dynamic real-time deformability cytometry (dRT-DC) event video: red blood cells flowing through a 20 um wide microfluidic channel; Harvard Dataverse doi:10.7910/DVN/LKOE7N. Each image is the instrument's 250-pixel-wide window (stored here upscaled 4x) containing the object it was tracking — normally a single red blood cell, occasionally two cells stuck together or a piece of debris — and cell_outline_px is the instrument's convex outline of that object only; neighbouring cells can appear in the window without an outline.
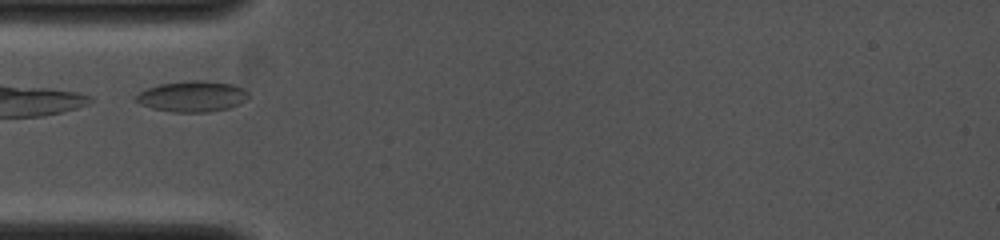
{"species": "common noctule bat (a hibernating species)", "species_latin": "Nyctalus noctula", "temperature_condition": "cold", "stored_images_in_passage": 4, "camera_frame_rate_fps": 4000, "um_per_image_px": 0.085, "animal": {"sex": "female", "body_mass_g": 19.0, "forearm_length_mm": 53.3}, "frame": {"image": 1, "passage_image": 1, "time_ms": 0.0, "image_size_px": [1000, 240], "cell_outline_px": [[248, 100], [240, 104], [228, 108], [208, 112], [172, 112], [152, 108], [140, 104], [132, 100], [140, 92], [148, 88], [160, 84], [192, 80], [204, 80], [232, 84], [248, 92]], "centroid_in_image_um": [16.34, 8.2], "position_along_channel_um": 68.7, "area_um2": 20.23}}